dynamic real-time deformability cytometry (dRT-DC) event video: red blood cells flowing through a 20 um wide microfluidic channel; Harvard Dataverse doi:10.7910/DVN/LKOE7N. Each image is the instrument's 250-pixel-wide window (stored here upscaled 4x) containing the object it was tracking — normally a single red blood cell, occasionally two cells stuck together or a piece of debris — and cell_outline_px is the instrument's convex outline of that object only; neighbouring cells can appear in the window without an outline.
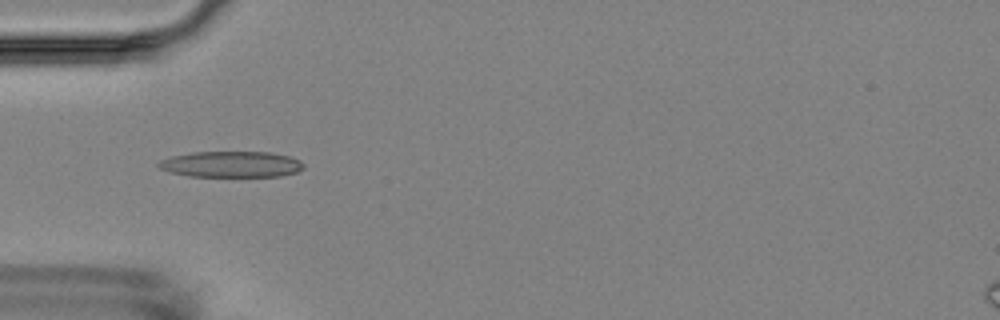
{"species": "Egyptian fruit bat (a non-hibernating species)", "species_latin": "Rousettus aegyptiacus", "temperature_condition": "room temperature", "stored_images_in_passage": 2, "camera_frame_rate_fps": 3000, "um_per_image_px": 0.085, "animal": {"sex": "female"}, "frame": {"image": 1, "passage_image": 1, "time_ms": 0.0, "image_size_px": [1000, 320], "cell_outline_px": [[304, 168], [296, 172], [280, 176], [188, 176], [168, 172], [160, 168], [156, 164], [160, 160], [172, 156], [192, 152], [272, 152], [288, 156], [300, 160], [304, 164]], "centroid_in_image_um": [19.64, 13.96], "position_along_channel_um": 65.4, "area_um2": 22.02}}